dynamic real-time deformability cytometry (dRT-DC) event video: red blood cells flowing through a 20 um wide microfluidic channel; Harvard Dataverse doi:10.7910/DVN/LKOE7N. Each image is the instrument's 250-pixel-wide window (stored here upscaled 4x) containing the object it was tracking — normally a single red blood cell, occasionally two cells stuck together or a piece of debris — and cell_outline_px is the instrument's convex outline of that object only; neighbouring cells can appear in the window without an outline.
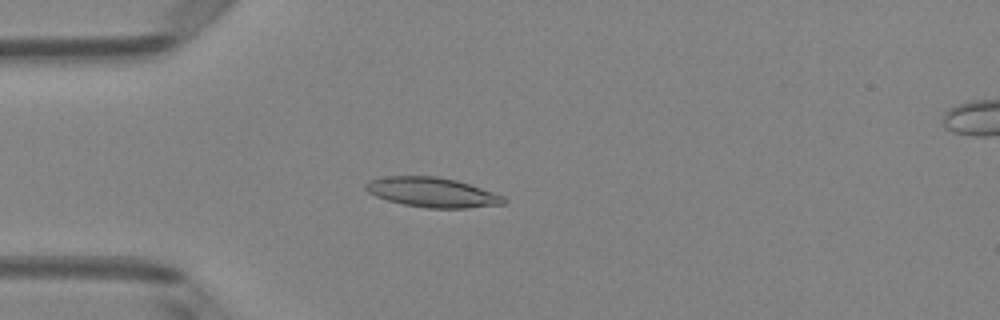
{"species": "Egyptian fruit bat (a non-hibernating species)", "species_latin": "Rousettus aegyptiacus", "temperature_condition": "room temperature", "stored_images_in_passage": 49, "camera_frame_rate_fps": 3000, "um_per_image_px": 0.085, "animal": {"sex": "female"}, "frame": {"image": 1, "passage_image": 13, "time_ms": 4.0, "image_size_px": [1000, 320], "cell_outline_px": [[508, 200], [504, 204], [468, 208], [424, 208], [404, 204], [388, 200], [376, 196], [368, 192], [364, 188], [364, 184], [368, 180], [388, 176], [436, 176], [456, 180], [504, 196]], "centroid_in_image_um": [36.73, 16.35], "position_along_channel_um": 48.3, "area_um2": 23.87}}
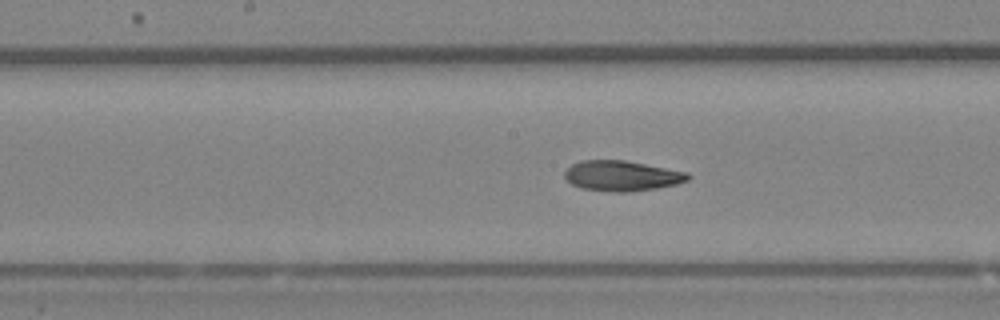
{"frame": {"image": 2, "passage_image": 25, "time_ms": 8.0, "image_size_px": [1000, 320], "cell_outline_px": [[692, 176], [688, 180], [676, 184], [656, 188], [628, 192], [616, 192], [580, 188], [572, 184], [564, 176], [564, 172], [572, 164], [580, 160], [624, 160], [688, 172]], "centroid_in_image_um": [52.86, 14.94], "position_along_channel_um": 195.3, "area_um2": 21.73}}
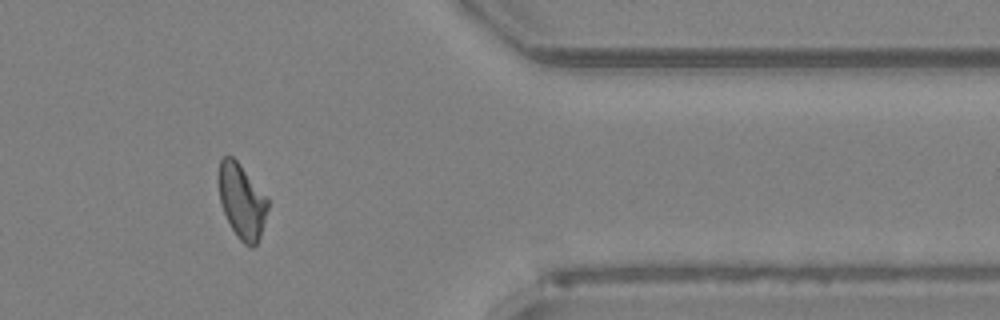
{"frame": {"image": 3, "passage_image": 41, "time_ms": 13.333, "image_size_px": [1000, 320], "cell_outline_px": [[268, 208], [260, 236], [256, 244], [252, 248], [248, 248], [236, 236], [224, 212], [220, 200], [220, 160], [224, 156], [232, 156], [240, 164], [268, 196]], "centroid_in_image_um": [20.6, 17.12], "position_along_channel_um": 390.8, "area_um2": 21.15}, "authors_computed_cell_mechanics": {"area_um2": 21.8484, "velocity_mm_per_s": 4.0371, "shape_relaxation_time_tau1_ms": 6.875, "shape_relaxation_time_tau2_ms": 3.0683, "deformation_change_tau1": 0.1959, "deformation_change_tau2": 0.107}}